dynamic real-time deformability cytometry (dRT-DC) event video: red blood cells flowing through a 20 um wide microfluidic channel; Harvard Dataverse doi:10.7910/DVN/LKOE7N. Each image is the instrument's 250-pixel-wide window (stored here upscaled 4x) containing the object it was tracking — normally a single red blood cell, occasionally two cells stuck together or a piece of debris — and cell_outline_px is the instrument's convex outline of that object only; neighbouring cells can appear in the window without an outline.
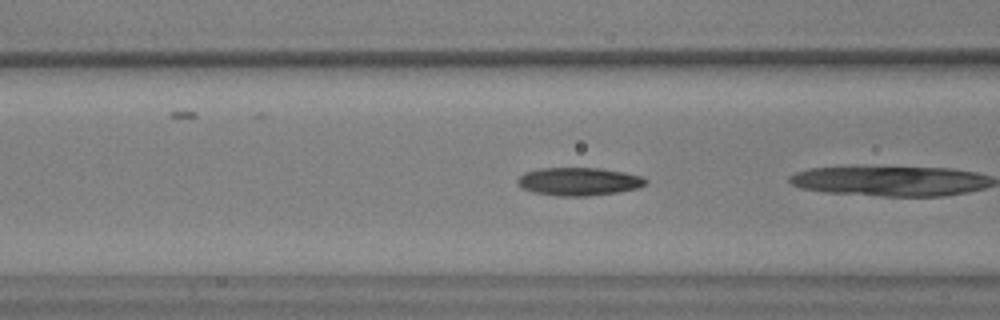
{"species": "common noctule bat (a hibernating species)", "species_latin": "Nyctalus noctula", "temperature_condition": "warm", "stored_images_in_passage": 6, "camera_frame_rate_fps": 3000, "um_per_image_px": 0.085, "animal": {"sex": "male", "body_mass_g": 17.9, "forearm_length_mm": 54.2}, "frame": {"image": 1, "passage_image": 5, "time_ms": 1.333, "image_size_px": [1000, 320], "cell_outline_px": [[648, 180], [640, 188], [616, 192], [588, 196], [560, 196], [532, 192], [520, 188], [516, 184], [516, 180], [524, 172], [540, 168], [600, 168], [624, 172], [644, 176]], "centroid_in_image_um": [49.18, 15.42], "position_along_channel_um": 117.4, "area_um2": 21.15}}